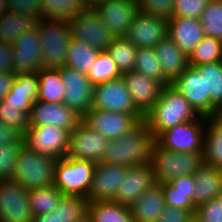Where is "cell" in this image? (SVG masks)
I'll use <instances>...</instances> for the list:
<instances>
[{"instance_id":"50","label":"cell","mask_w":222,"mask_h":222,"mask_svg":"<svg viewBox=\"0 0 222 222\" xmlns=\"http://www.w3.org/2000/svg\"><path fill=\"white\" fill-rule=\"evenodd\" d=\"M194 215L186 209L165 206L157 222H188Z\"/></svg>"},{"instance_id":"54","label":"cell","mask_w":222,"mask_h":222,"mask_svg":"<svg viewBox=\"0 0 222 222\" xmlns=\"http://www.w3.org/2000/svg\"><path fill=\"white\" fill-rule=\"evenodd\" d=\"M32 222H62L57 212L33 216Z\"/></svg>"},{"instance_id":"33","label":"cell","mask_w":222,"mask_h":222,"mask_svg":"<svg viewBox=\"0 0 222 222\" xmlns=\"http://www.w3.org/2000/svg\"><path fill=\"white\" fill-rule=\"evenodd\" d=\"M87 8V0H42L41 19L68 21Z\"/></svg>"},{"instance_id":"44","label":"cell","mask_w":222,"mask_h":222,"mask_svg":"<svg viewBox=\"0 0 222 222\" xmlns=\"http://www.w3.org/2000/svg\"><path fill=\"white\" fill-rule=\"evenodd\" d=\"M138 13L162 17L167 20L172 18L175 0H136Z\"/></svg>"},{"instance_id":"6","label":"cell","mask_w":222,"mask_h":222,"mask_svg":"<svg viewBox=\"0 0 222 222\" xmlns=\"http://www.w3.org/2000/svg\"><path fill=\"white\" fill-rule=\"evenodd\" d=\"M96 163L67 156L55 165L54 186L63 194L88 199Z\"/></svg>"},{"instance_id":"1","label":"cell","mask_w":222,"mask_h":222,"mask_svg":"<svg viewBox=\"0 0 222 222\" xmlns=\"http://www.w3.org/2000/svg\"><path fill=\"white\" fill-rule=\"evenodd\" d=\"M154 142L152 131L142 121L129 133L109 140L101 162L126 167L147 163L151 159Z\"/></svg>"},{"instance_id":"42","label":"cell","mask_w":222,"mask_h":222,"mask_svg":"<svg viewBox=\"0 0 222 222\" xmlns=\"http://www.w3.org/2000/svg\"><path fill=\"white\" fill-rule=\"evenodd\" d=\"M24 143L0 145V181L11 180L19 151Z\"/></svg>"},{"instance_id":"15","label":"cell","mask_w":222,"mask_h":222,"mask_svg":"<svg viewBox=\"0 0 222 222\" xmlns=\"http://www.w3.org/2000/svg\"><path fill=\"white\" fill-rule=\"evenodd\" d=\"M91 8L102 19L115 38L126 37L138 13L136 0H110L94 4Z\"/></svg>"},{"instance_id":"47","label":"cell","mask_w":222,"mask_h":222,"mask_svg":"<svg viewBox=\"0 0 222 222\" xmlns=\"http://www.w3.org/2000/svg\"><path fill=\"white\" fill-rule=\"evenodd\" d=\"M10 12H18L33 16L36 20L41 18L42 0H7Z\"/></svg>"},{"instance_id":"23","label":"cell","mask_w":222,"mask_h":222,"mask_svg":"<svg viewBox=\"0 0 222 222\" xmlns=\"http://www.w3.org/2000/svg\"><path fill=\"white\" fill-rule=\"evenodd\" d=\"M204 36L199 19L172 17L168 20V37L187 57L191 55Z\"/></svg>"},{"instance_id":"16","label":"cell","mask_w":222,"mask_h":222,"mask_svg":"<svg viewBox=\"0 0 222 222\" xmlns=\"http://www.w3.org/2000/svg\"><path fill=\"white\" fill-rule=\"evenodd\" d=\"M13 46V71L16 74L34 73L41 69V43L36 24L22 32L12 44Z\"/></svg>"},{"instance_id":"17","label":"cell","mask_w":222,"mask_h":222,"mask_svg":"<svg viewBox=\"0 0 222 222\" xmlns=\"http://www.w3.org/2000/svg\"><path fill=\"white\" fill-rule=\"evenodd\" d=\"M82 121V117L64 103L35 101L28 115V127L56 125L70 132Z\"/></svg>"},{"instance_id":"31","label":"cell","mask_w":222,"mask_h":222,"mask_svg":"<svg viewBox=\"0 0 222 222\" xmlns=\"http://www.w3.org/2000/svg\"><path fill=\"white\" fill-rule=\"evenodd\" d=\"M87 214L92 222H133L129 207L109 201H88Z\"/></svg>"},{"instance_id":"39","label":"cell","mask_w":222,"mask_h":222,"mask_svg":"<svg viewBox=\"0 0 222 222\" xmlns=\"http://www.w3.org/2000/svg\"><path fill=\"white\" fill-rule=\"evenodd\" d=\"M122 76L117 64L106 50H101L96 62L91 66L87 77L95 86Z\"/></svg>"},{"instance_id":"55","label":"cell","mask_w":222,"mask_h":222,"mask_svg":"<svg viewBox=\"0 0 222 222\" xmlns=\"http://www.w3.org/2000/svg\"><path fill=\"white\" fill-rule=\"evenodd\" d=\"M8 11H9L8 1L7 0H0V16Z\"/></svg>"},{"instance_id":"48","label":"cell","mask_w":222,"mask_h":222,"mask_svg":"<svg viewBox=\"0 0 222 222\" xmlns=\"http://www.w3.org/2000/svg\"><path fill=\"white\" fill-rule=\"evenodd\" d=\"M163 192H181L189 193V198L193 201V192L195 190V180L193 176H181L173 179L169 183L160 184Z\"/></svg>"},{"instance_id":"20","label":"cell","mask_w":222,"mask_h":222,"mask_svg":"<svg viewBox=\"0 0 222 222\" xmlns=\"http://www.w3.org/2000/svg\"><path fill=\"white\" fill-rule=\"evenodd\" d=\"M132 102L144 116L159 100L164 85L136 70L122 73Z\"/></svg>"},{"instance_id":"35","label":"cell","mask_w":222,"mask_h":222,"mask_svg":"<svg viewBox=\"0 0 222 222\" xmlns=\"http://www.w3.org/2000/svg\"><path fill=\"white\" fill-rule=\"evenodd\" d=\"M62 197L54 185L29 190V207L33 216L53 212Z\"/></svg>"},{"instance_id":"56","label":"cell","mask_w":222,"mask_h":222,"mask_svg":"<svg viewBox=\"0 0 222 222\" xmlns=\"http://www.w3.org/2000/svg\"><path fill=\"white\" fill-rule=\"evenodd\" d=\"M104 1H110V0H87L88 7H92L94 4H98Z\"/></svg>"},{"instance_id":"45","label":"cell","mask_w":222,"mask_h":222,"mask_svg":"<svg viewBox=\"0 0 222 222\" xmlns=\"http://www.w3.org/2000/svg\"><path fill=\"white\" fill-rule=\"evenodd\" d=\"M211 0H175L172 17L200 19L203 10Z\"/></svg>"},{"instance_id":"40","label":"cell","mask_w":222,"mask_h":222,"mask_svg":"<svg viewBox=\"0 0 222 222\" xmlns=\"http://www.w3.org/2000/svg\"><path fill=\"white\" fill-rule=\"evenodd\" d=\"M199 20L205 36L222 41V0H211Z\"/></svg>"},{"instance_id":"34","label":"cell","mask_w":222,"mask_h":222,"mask_svg":"<svg viewBox=\"0 0 222 222\" xmlns=\"http://www.w3.org/2000/svg\"><path fill=\"white\" fill-rule=\"evenodd\" d=\"M37 20L30 15L18 12H6L0 16V41L13 44L25 30L36 24Z\"/></svg>"},{"instance_id":"14","label":"cell","mask_w":222,"mask_h":222,"mask_svg":"<svg viewBox=\"0 0 222 222\" xmlns=\"http://www.w3.org/2000/svg\"><path fill=\"white\" fill-rule=\"evenodd\" d=\"M109 139L95 132L83 121L72 131L67 157L99 163L103 159Z\"/></svg>"},{"instance_id":"5","label":"cell","mask_w":222,"mask_h":222,"mask_svg":"<svg viewBox=\"0 0 222 222\" xmlns=\"http://www.w3.org/2000/svg\"><path fill=\"white\" fill-rule=\"evenodd\" d=\"M41 43V68L65 66L66 55L72 36L68 21L38 20Z\"/></svg>"},{"instance_id":"13","label":"cell","mask_w":222,"mask_h":222,"mask_svg":"<svg viewBox=\"0 0 222 222\" xmlns=\"http://www.w3.org/2000/svg\"><path fill=\"white\" fill-rule=\"evenodd\" d=\"M60 75L65 85L63 103L83 117L91 109L94 85L87 74L68 66L60 67Z\"/></svg>"},{"instance_id":"59","label":"cell","mask_w":222,"mask_h":222,"mask_svg":"<svg viewBox=\"0 0 222 222\" xmlns=\"http://www.w3.org/2000/svg\"><path fill=\"white\" fill-rule=\"evenodd\" d=\"M188 222H198L197 219L195 217H193L191 220H189Z\"/></svg>"},{"instance_id":"21","label":"cell","mask_w":222,"mask_h":222,"mask_svg":"<svg viewBox=\"0 0 222 222\" xmlns=\"http://www.w3.org/2000/svg\"><path fill=\"white\" fill-rule=\"evenodd\" d=\"M168 36V20L137 13L126 38L137 48H154Z\"/></svg>"},{"instance_id":"24","label":"cell","mask_w":222,"mask_h":222,"mask_svg":"<svg viewBox=\"0 0 222 222\" xmlns=\"http://www.w3.org/2000/svg\"><path fill=\"white\" fill-rule=\"evenodd\" d=\"M39 89L37 72L17 74L4 101L29 115Z\"/></svg>"},{"instance_id":"18","label":"cell","mask_w":222,"mask_h":222,"mask_svg":"<svg viewBox=\"0 0 222 222\" xmlns=\"http://www.w3.org/2000/svg\"><path fill=\"white\" fill-rule=\"evenodd\" d=\"M154 184L155 178L150 161L130 166L111 201L130 207L135 200Z\"/></svg>"},{"instance_id":"27","label":"cell","mask_w":222,"mask_h":222,"mask_svg":"<svg viewBox=\"0 0 222 222\" xmlns=\"http://www.w3.org/2000/svg\"><path fill=\"white\" fill-rule=\"evenodd\" d=\"M193 177L196 183L193 203L196 207L215 199L222 190V171L214 166L203 164Z\"/></svg>"},{"instance_id":"53","label":"cell","mask_w":222,"mask_h":222,"mask_svg":"<svg viewBox=\"0 0 222 222\" xmlns=\"http://www.w3.org/2000/svg\"><path fill=\"white\" fill-rule=\"evenodd\" d=\"M16 75L14 71L0 73V102L4 100V97L10 91Z\"/></svg>"},{"instance_id":"37","label":"cell","mask_w":222,"mask_h":222,"mask_svg":"<svg viewBox=\"0 0 222 222\" xmlns=\"http://www.w3.org/2000/svg\"><path fill=\"white\" fill-rule=\"evenodd\" d=\"M188 61L190 67L222 62V41L211 36H204L188 57Z\"/></svg>"},{"instance_id":"30","label":"cell","mask_w":222,"mask_h":222,"mask_svg":"<svg viewBox=\"0 0 222 222\" xmlns=\"http://www.w3.org/2000/svg\"><path fill=\"white\" fill-rule=\"evenodd\" d=\"M39 89L36 101L63 103L65 85L60 68H41L37 71Z\"/></svg>"},{"instance_id":"57","label":"cell","mask_w":222,"mask_h":222,"mask_svg":"<svg viewBox=\"0 0 222 222\" xmlns=\"http://www.w3.org/2000/svg\"><path fill=\"white\" fill-rule=\"evenodd\" d=\"M76 222H92L90 216L86 213Z\"/></svg>"},{"instance_id":"58","label":"cell","mask_w":222,"mask_h":222,"mask_svg":"<svg viewBox=\"0 0 222 222\" xmlns=\"http://www.w3.org/2000/svg\"><path fill=\"white\" fill-rule=\"evenodd\" d=\"M215 199L217 200V202L220 204V206L222 207V190L221 192L215 197Z\"/></svg>"},{"instance_id":"7","label":"cell","mask_w":222,"mask_h":222,"mask_svg":"<svg viewBox=\"0 0 222 222\" xmlns=\"http://www.w3.org/2000/svg\"><path fill=\"white\" fill-rule=\"evenodd\" d=\"M207 117L200 116L161 132L155 142L162 148L174 152L203 153L204 131Z\"/></svg>"},{"instance_id":"26","label":"cell","mask_w":222,"mask_h":222,"mask_svg":"<svg viewBox=\"0 0 222 222\" xmlns=\"http://www.w3.org/2000/svg\"><path fill=\"white\" fill-rule=\"evenodd\" d=\"M164 77L172 83L189 66L188 57L167 36L154 47Z\"/></svg>"},{"instance_id":"12","label":"cell","mask_w":222,"mask_h":222,"mask_svg":"<svg viewBox=\"0 0 222 222\" xmlns=\"http://www.w3.org/2000/svg\"><path fill=\"white\" fill-rule=\"evenodd\" d=\"M29 190L12 180L0 181V222H32Z\"/></svg>"},{"instance_id":"38","label":"cell","mask_w":222,"mask_h":222,"mask_svg":"<svg viewBox=\"0 0 222 222\" xmlns=\"http://www.w3.org/2000/svg\"><path fill=\"white\" fill-rule=\"evenodd\" d=\"M134 70L161 82L171 84L163 75L161 64L154 48H137Z\"/></svg>"},{"instance_id":"8","label":"cell","mask_w":222,"mask_h":222,"mask_svg":"<svg viewBox=\"0 0 222 222\" xmlns=\"http://www.w3.org/2000/svg\"><path fill=\"white\" fill-rule=\"evenodd\" d=\"M71 132L56 125L28 127L24 133V145L44 156L63 158L67 156Z\"/></svg>"},{"instance_id":"9","label":"cell","mask_w":222,"mask_h":222,"mask_svg":"<svg viewBox=\"0 0 222 222\" xmlns=\"http://www.w3.org/2000/svg\"><path fill=\"white\" fill-rule=\"evenodd\" d=\"M144 120L142 114H126L91 108L82 117V121L95 132L109 140H114L129 133Z\"/></svg>"},{"instance_id":"41","label":"cell","mask_w":222,"mask_h":222,"mask_svg":"<svg viewBox=\"0 0 222 222\" xmlns=\"http://www.w3.org/2000/svg\"><path fill=\"white\" fill-rule=\"evenodd\" d=\"M88 200L81 196L63 195L53 212L62 222H76L87 213Z\"/></svg>"},{"instance_id":"3","label":"cell","mask_w":222,"mask_h":222,"mask_svg":"<svg viewBox=\"0 0 222 222\" xmlns=\"http://www.w3.org/2000/svg\"><path fill=\"white\" fill-rule=\"evenodd\" d=\"M150 163L156 184L169 183L181 176H193L204 164L203 153L174 152L154 142Z\"/></svg>"},{"instance_id":"2","label":"cell","mask_w":222,"mask_h":222,"mask_svg":"<svg viewBox=\"0 0 222 222\" xmlns=\"http://www.w3.org/2000/svg\"><path fill=\"white\" fill-rule=\"evenodd\" d=\"M200 115L184 96L171 84L165 85L159 100L144 115V122L152 131L154 138L161 132L176 125L194 121Z\"/></svg>"},{"instance_id":"10","label":"cell","mask_w":222,"mask_h":222,"mask_svg":"<svg viewBox=\"0 0 222 222\" xmlns=\"http://www.w3.org/2000/svg\"><path fill=\"white\" fill-rule=\"evenodd\" d=\"M68 22L72 38L99 50H105L115 38L91 7L77 13Z\"/></svg>"},{"instance_id":"4","label":"cell","mask_w":222,"mask_h":222,"mask_svg":"<svg viewBox=\"0 0 222 222\" xmlns=\"http://www.w3.org/2000/svg\"><path fill=\"white\" fill-rule=\"evenodd\" d=\"M57 160L31 151L24 145L19 151L11 180L26 190L52 186Z\"/></svg>"},{"instance_id":"11","label":"cell","mask_w":222,"mask_h":222,"mask_svg":"<svg viewBox=\"0 0 222 222\" xmlns=\"http://www.w3.org/2000/svg\"><path fill=\"white\" fill-rule=\"evenodd\" d=\"M91 108L126 114H141L133 104L122 76L93 87Z\"/></svg>"},{"instance_id":"22","label":"cell","mask_w":222,"mask_h":222,"mask_svg":"<svg viewBox=\"0 0 222 222\" xmlns=\"http://www.w3.org/2000/svg\"><path fill=\"white\" fill-rule=\"evenodd\" d=\"M129 167L111 165L104 162L96 163L93 174V183L89 192L88 201H109L115 196L121 181Z\"/></svg>"},{"instance_id":"29","label":"cell","mask_w":222,"mask_h":222,"mask_svg":"<svg viewBox=\"0 0 222 222\" xmlns=\"http://www.w3.org/2000/svg\"><path fill=\"white\" fill-rule=\"evenodd\" d=\"M204 72L205 92L210 94V117L222 114V62L202 64L194 67Z\"/></svg>"},{"instance_id":"51","label":"cell","mask_w":222,"mask_h":222,"mask_svg":"<svg viewBox=\"0 0 222 222\" xmlns=\"http://www.w3.org/2000/svg\"><path fill=\"white\" fill-rule=\"evenodd\" d=\"M13 46L0 41V73L13 71Z\"/></svg>"},{"instance_id":"49","label":"cell","mask_w":222,"mask_h":222,"mask_svg":"<svg viewBox=\"0 0 222 222\" xmlns=\"http://www.w3.org/2000/svg\"><path fill=\"white\" fill-rule=\"evenodd\" d=\"M164 198L167 206L186 209L189 210L193 215L195 214L196 206L189 198V193L164 192Z\"/></svg>"},{"instance_id":"19","label":"cell","mask_w":222,"mask_h":222,"mask_svg":"<svg viewBox=\"0 0 222 222\" xmlns=\"http://www.w3.org/2000/svg\"><path fill=\"white\" fill-rule=\"evenodd\" d=\"M171 85L179 91L200 115L210 117V94L205 92L204 72L188 66Z\"/></svg>"},{"instance_id":"32","label":"cell","mask_w":222,"mask_h":222,"mask_svg":"<svg viewBox=\"0 0 222 222\" xmlns=\"http://www.w3.org/2000/svg\"><path fill=\"white\" fill-rule=\"evenodd\" d=\"M100 51L84 41L72 38L68 47L65 66L88 74L91 66L96 62Z\"/></svg>"},{"instance_id":"52","label":"cell","mask_w":222,"mask_h":222,"mask_svg":"<svg viewBox=\"0 0 222 222\" xmlns=\"http://www.w3.org/2000/svg\"><path fill=\"white\" fill-rule=\"evenodd\" d=\"M10 143H24V134L0 122V145Z\"/></svg>"},{"instance_id":"25","label":"cell","mask_w":222,"mask_h":222,"mask_svg":"<svg viewBox=\"0 0 222 222\" xmlns=\"http://www.w3.org/2000/svg\"><path fill=\"white\" fill-rule=\"evenodd\" d=\"M166 206L160 184H154L129 207L133 222H157Z\"/></svg>"},{"instance_id":"43","label":"cell","mask_w":222,"mask_h":222,"mask_svg":"<svg viewBox=\"0 0 222 222\" xmlns=\"http://www.w3.org/2000/svg\"><path fill=\"white\" fill-rule=\"evenodd\" d=\"M0 122L14 127L23 134L28 129V115L20 109H16L15 106L6 103L4 100L0 102Z\"/></svg>"},{"instance_id":"28","label":"cell","mask_w":222,"mask_h":222,"mask_svg":"<svg viewBox=\"0 0 222 222\" xmlns=\"http://www.w3.org/2000/svg\"><path fill=\"white\" fill-rule=\"evenodd\" d=\"M204 164L222 171V115L207 117L203 143Z\"/></svg>"},{"instance_id":"36","label":"cell","mask_w":222,"mask_h":222,"mask_svg":"<svg viewBox=\"0 0 222 222\" xmlns=\"http://www.w3.org/2000/svg\"><path fill=\"white\" fill-rule=\"evenodd\" d=\"M105 50L121 73L134 70L137 47L126 37L114 38Z\"/></svg>"},{"instance_id":"46","label":"cell","mask_w":222,"mask_h":222,"mask_svg":"<svg viewBox=\"0 0 222 222\" xmlns=\"http://www.w3.org/2000/svg\"><path fill=\"white\" fill-rule=\"evenodd\" d=\"M194 217L198 222H222V207L216 199H211L196 207Z\"/></svg>"}]
</instances>
